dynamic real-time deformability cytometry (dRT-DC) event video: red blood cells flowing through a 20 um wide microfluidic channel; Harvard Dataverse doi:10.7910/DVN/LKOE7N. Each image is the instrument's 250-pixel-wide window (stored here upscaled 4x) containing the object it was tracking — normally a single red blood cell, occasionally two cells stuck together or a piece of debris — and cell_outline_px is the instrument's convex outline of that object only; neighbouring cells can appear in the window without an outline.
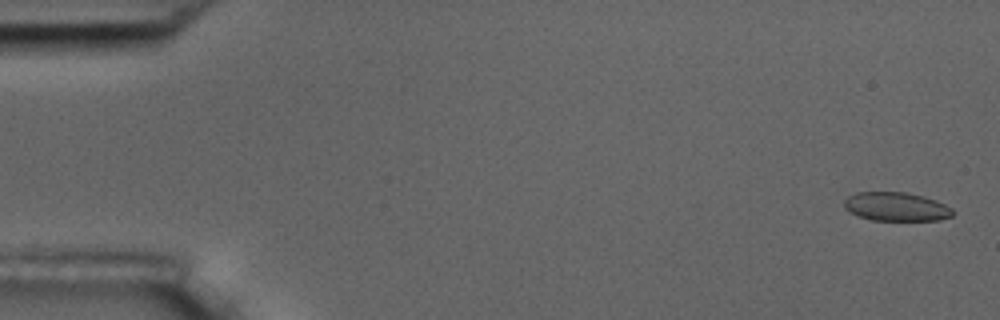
{"species": "common noctule bat (a hibernating species)", "species_latin": "Nyctalus noctula", "temperature_condition": "room temperature", "stored_images_in_passage": 4, "camera_frame_rate_fps": 3000, "um_per_image_px": 0.085, "animal": {"sex": "male", "body_mass_g": 17.5, "forearm_length_mm": 52.3}, "frame": {"image": 1, "passage_image": 1, "time_ms": 0.0, "image_size_px": [1000, 320], "cell_outline_px": [[952, 216], [940, 220], [872, 220], [848, 212], [844, 208], [844, 200], [848, 196], [856, 192], [904, 192], [924, 196], [936, 200], [952, 208]], "centroid_in_image_um": [76.15, 17.56], "position_along_channel_um": 8.8, "area_um2": 18.21}}